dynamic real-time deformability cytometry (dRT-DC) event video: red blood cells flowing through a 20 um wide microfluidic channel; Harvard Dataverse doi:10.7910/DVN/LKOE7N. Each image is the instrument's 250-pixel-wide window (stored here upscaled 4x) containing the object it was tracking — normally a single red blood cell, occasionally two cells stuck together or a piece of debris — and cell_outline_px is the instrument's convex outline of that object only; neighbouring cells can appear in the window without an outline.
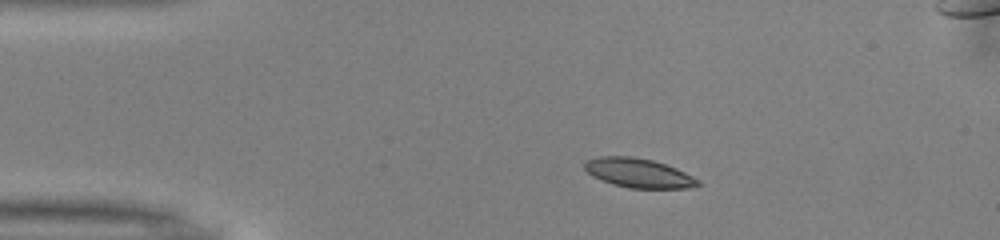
{"species": "common noctule bat (a hibernating species)", "species_latin": "Nyctalus noctula", "temperature_condition": "warm", "stored_images_in_passage": 43, "camera_frame_rate_fps": 3000, "um_per_image_px": 0.085, "animal": {"sex": "male", "body_mass_g": 13.0, "forearm_length_mm": 53.1}, "frame": {"image": 1, "passage_image": 1, "time_ms": 0.0, "image_size_px": [1000, 240], "cell_outline_px": [[700, 184], [688, 188], [628, 188], [612, 184], [592, 176], [584, 168], [584, 164], [588, 160], [600, 156], [632, 156], [652, 160], [676, 168], [700, 180]], "centroid_in_image_um": [54.27, 14.71], "position_along_channel_um": 30.7, "area_um2": 19.19}}
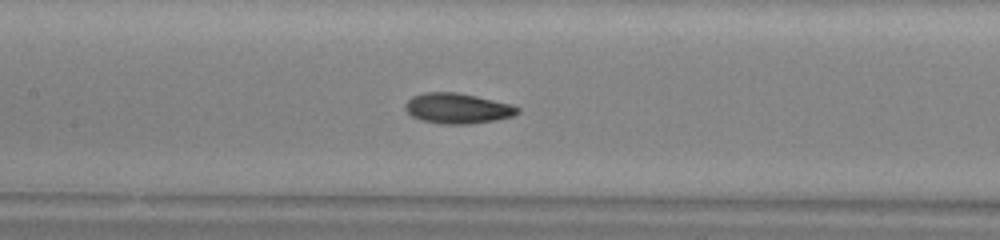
{"frame": {"image": 2, "passage_image": 15, "time_ms": 4.667, "image_size_px": [1000, 240], "cell_outline_px": [[520, 112], [512, 116], [496, 120], [468, 124], [440, 124], [420, 120], [412, 116], [404, 108], [404, 104], [412, 96], [424, 92], [456, 92], [476, 96], [512, 104], [520, 108]], "centroid_in_image_um": [38.88, 9.21], "position_along_channel_um": 168.5, "area_um2": 20.0}}
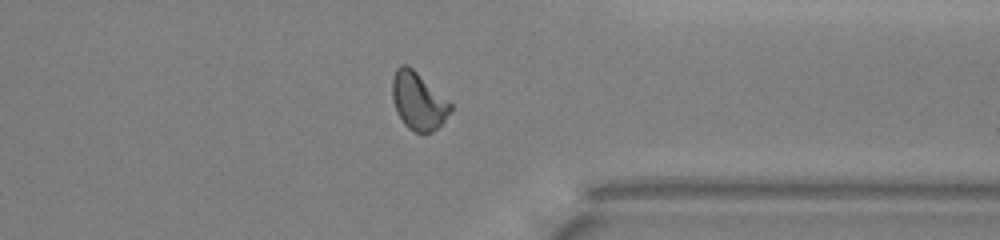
{"frame": {"image": 3, "passage_image": 31, "time_ms": 10.0, "image_size_px": [1000, 240], "cell_outline_px": [[452, 108], [444, 120], [432, 132], [416, 132], [408, 128], [404, 124], [396, 112], [392, 96], [392, 76], [396, 68], [400, 64], [408, 64], [448, 100], [452, 104]], "centroid_in_image_um": [35.52, 8.56], "position_along_channel_um": 375.9, "area_um2": 19.42}, "authors_computed_cell_mechanics": {"area_um2": 19.363, "velocity_mm_per_s": 4.0135, "shape_relaxation_time_tau1_ms": 5.1991, "shape_relaxation_time_tau2_ms": 2.4429, "deformation_change_tau1": 0.146, "deformation_change_tau2": 0.0686}}